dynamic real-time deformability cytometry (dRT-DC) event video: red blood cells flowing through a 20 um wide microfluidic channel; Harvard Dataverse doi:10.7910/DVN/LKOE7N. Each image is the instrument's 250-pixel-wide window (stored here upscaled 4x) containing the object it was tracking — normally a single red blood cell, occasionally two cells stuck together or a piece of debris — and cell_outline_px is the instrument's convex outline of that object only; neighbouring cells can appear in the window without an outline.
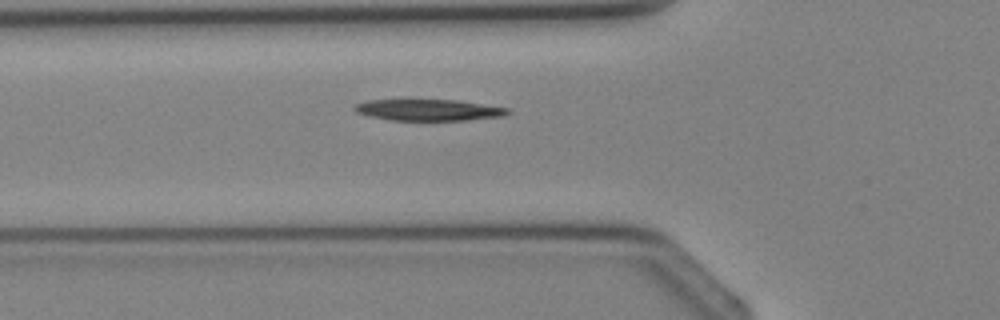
{"species": "Egyptian fruit bat (a non-hibernating species)", "species_latin": "Rousettus aegyptiacus", "temperature_condition": "cold", "stored_images_in_passage": 2, "camera_frame_rate_fps": 3000, "um_per_image_px": 0.085, "animal": {"sex": "female"}, "frame": {"image": 1, "passage_image": 2, "time_ms": 1.333, "image_size_px": [1000, 320], "cell_outline_px": [[512, 112], [504, 116], [464, 120], [392, 120], [368, 116], [356, 112], [352, 108], [356, 104], [368, 100], [408, 96], [456, 100], [508, 108]], "centroid_in_image_um": [36.33, 9.29], "position_along_channel_um": 89.5, "area_um2": 20.17}}